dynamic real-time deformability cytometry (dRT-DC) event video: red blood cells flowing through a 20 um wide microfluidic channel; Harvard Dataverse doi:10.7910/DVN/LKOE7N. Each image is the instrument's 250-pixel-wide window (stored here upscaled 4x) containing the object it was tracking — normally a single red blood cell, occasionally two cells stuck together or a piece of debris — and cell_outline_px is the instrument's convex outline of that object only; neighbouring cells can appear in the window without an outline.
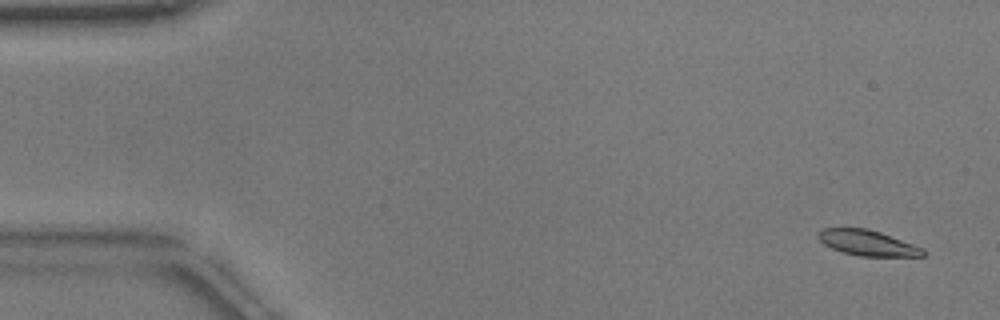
{"species": "common noctule bat (a hibernating species)", "species_latin": "Nyctalus noctula", "temperature_condition": "warm", "stored_images_in_passage": 15, "camera_frame_rate_fps": 3000, "um_per_image_px": 0.085, "animal": {"sex": "male", "body_mass_g": 17.9}, "frame": {"image": 1, "passage_image": 3, "time_ms": 0.667, "image_size_px": [1000, 320], "cell_outline_px": [[924, 256], [860, 256], [844, 252], [832, 248], [824, 244], [820, 240], [820, 232], [824, 228], [868, 228], [880, 232], [924, 248]], "centroid_in_image_um": [73.78, 20.65], "position_along_channel_um": 11.2, "area_um2": 15.26}}